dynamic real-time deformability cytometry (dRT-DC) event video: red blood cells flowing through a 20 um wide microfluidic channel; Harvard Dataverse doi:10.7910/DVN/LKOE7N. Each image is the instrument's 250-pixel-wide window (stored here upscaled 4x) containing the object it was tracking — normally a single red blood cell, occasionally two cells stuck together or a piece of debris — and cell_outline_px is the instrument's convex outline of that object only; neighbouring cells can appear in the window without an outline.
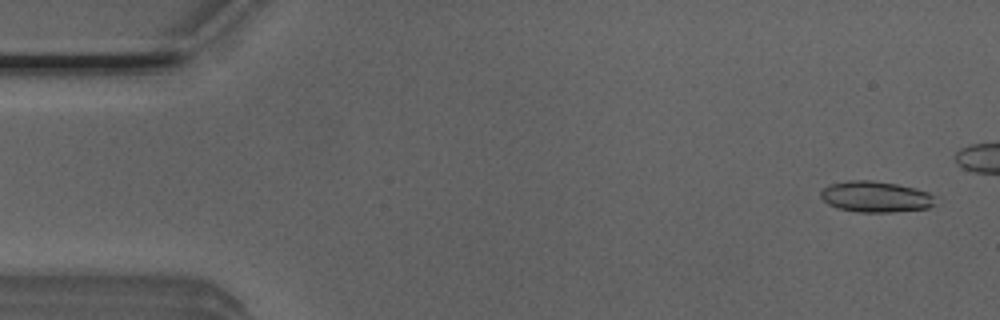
{"species": "Egyptian fruit bat (a non-hibernating species)", "species_latin": "Rousettus aegyptiacus", "temperature_condition": "room temperature", "stored_images_in_passage": 4, "camera_frame_rate_fps": 3000, "um_per_image_px": 0.085, "animal": {"sex": "male"}, "frame": {"image": 1, "passage_image": 1, "time_ms": 0.0, "image_size_px": [1000, 320], "cell_outline_px": [[936, 196], [932, 204], [928, 208], [892, 212], [860, 212], [840, 208], [828, 204], [820, 196], [820, 192], [828, 184], [848, 180], [872, 180], [896, 184], [916, 188], [928, 192]], "centroid_in_image_um": [74.42, 16.71], "position_along_channel_um": 10.6, "area_um2": 20.63}}